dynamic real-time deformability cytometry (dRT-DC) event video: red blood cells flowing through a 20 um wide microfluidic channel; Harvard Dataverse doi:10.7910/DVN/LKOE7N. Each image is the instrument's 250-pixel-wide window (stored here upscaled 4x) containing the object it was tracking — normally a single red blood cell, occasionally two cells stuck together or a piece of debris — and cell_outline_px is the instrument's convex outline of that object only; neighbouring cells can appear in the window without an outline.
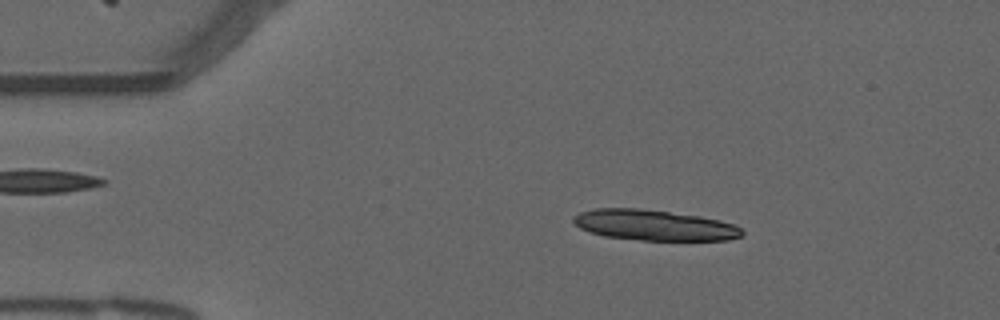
{"species": "common noctule bat (a hibernating species)", "species_latin": "Nyctalus noctula", "temperature_condition": "warm", "stored_images_in_passage": 53, "camera_frame_rate_fps": 3000, "um_per_image_px": 0.085, "animal": {"sex": "male", "forearm_length_mm": 52.5}, "frame": {"image": 1, "passage_image": 8, "time_ms": 2.333, "image_size_px": [1000, 320], "cell_outline_px": [[744, 232], [740, 236], [728, 240], [640, 240], [604, 236], [580, 228], [572, 220], [572, 216], [580, 212], [596, 208], [640, 208], [700, 216], [720, 220], [736, 224]], "centroid_in_image_um": [55.61, 19.13], "position_along_channel_um": 29.4, "area_um2": 30.06}}
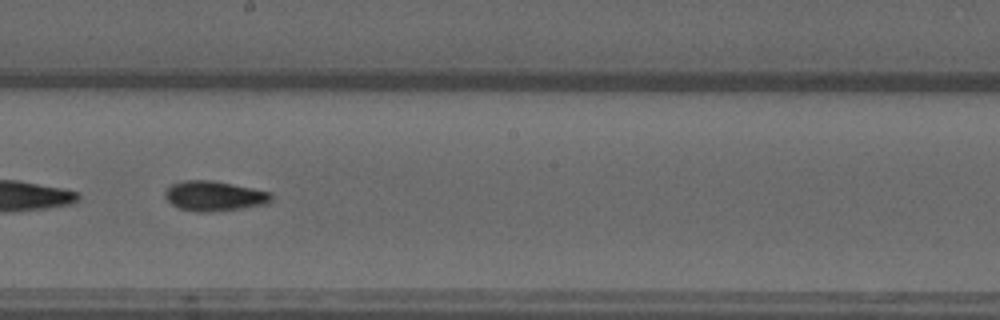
{"frame": {"image": 2, "passage_image": 29, "time_ms": 9.333, "image_size_px": [1000, 320], "cell_outline_px": [[272, 200], [268, 204], [240, 208], [200, 212], [180, 208], [172, 204], [164, 196], [164, 192], [172, 184], [184, 180], [212, 180], [272, 192]], "centroid_in_image_um": [18.23, 16.64], "position_along_channel_um": 230.0, "area_um2": 18.32}}
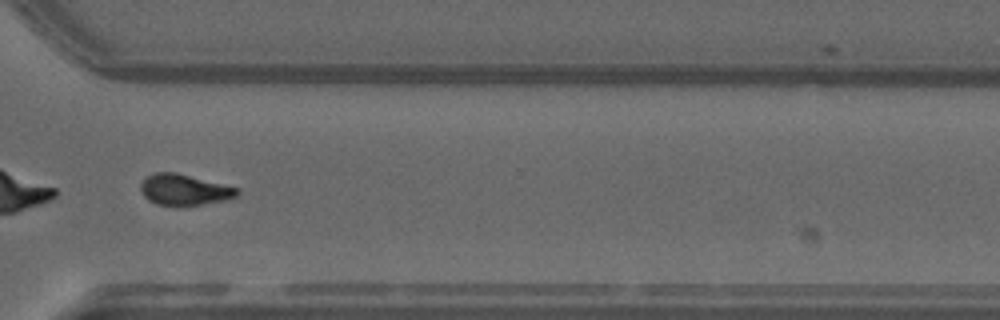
{"frame": {"image": 3, "passage_image": 39, "time_ms": 12.667, "image_size_px": [1000, 320], "cell_outline_px": [[240, 192], [236, 196], [228, 200], [200, 204], [156, 204], [148, 200], [144, 196], [140, 188], [140, 184], [152, 172], [176, 172], [236, 188]], "centroid_in_image_um": [15.64, 16.11], "position_along_channel_um": 355.0, "area_um2": 16.94}, "authors_computed_cell_mechanics": {"area_um2": 17.9758, "velocity_mm_per_s": 3.7524, "shape_relaxation_time_tau1_ms": 5.1544, "shape_relaxation_time_tau2_ms": 5.423, "deformation_change_tau1": 0.1816, "deformation_change_tau2": 0.0895}}